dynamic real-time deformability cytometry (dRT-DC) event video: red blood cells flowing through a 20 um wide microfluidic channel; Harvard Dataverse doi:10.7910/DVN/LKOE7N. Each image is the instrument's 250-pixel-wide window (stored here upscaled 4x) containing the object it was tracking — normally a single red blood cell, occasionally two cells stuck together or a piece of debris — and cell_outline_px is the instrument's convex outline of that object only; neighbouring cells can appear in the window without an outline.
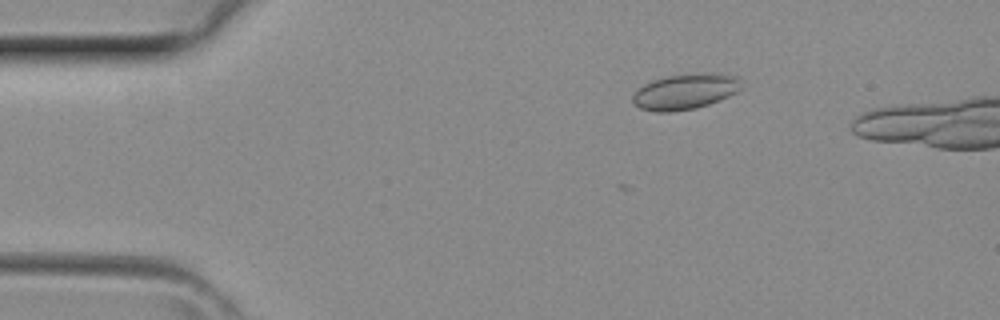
{"species": "common noctule bat (a hibernating species)", "species_latin": "Nyctalus noctula", "temperature_condition": "room temperature", "stored_images_in_passage": 3, "camera_frame_rate_fps": 3000, "um_per_image_px": 0.085, "animal": {"sex": "female", "body_mass_g": 29.2, "forearm_length_mm": 56.3}, "frame": {"image": 1, "passage_image": 1, "time_ms": 0.0, "image_size_px": [1000, 320], "cell_outline_px": [[740, 88], [736, 92], [720, 100], [696, 108], [668, 112], [656, 112], [640, 108], [632, 104], [632, 96], [644, 84], [652, 80], [668, 76], [688, 72], [716, 72], [736, 76], [740, 80]], "centroid_in_image_um": [58.23, 7.76], "position_along_channel_um": 26.8, "area_um2": 22.77}}